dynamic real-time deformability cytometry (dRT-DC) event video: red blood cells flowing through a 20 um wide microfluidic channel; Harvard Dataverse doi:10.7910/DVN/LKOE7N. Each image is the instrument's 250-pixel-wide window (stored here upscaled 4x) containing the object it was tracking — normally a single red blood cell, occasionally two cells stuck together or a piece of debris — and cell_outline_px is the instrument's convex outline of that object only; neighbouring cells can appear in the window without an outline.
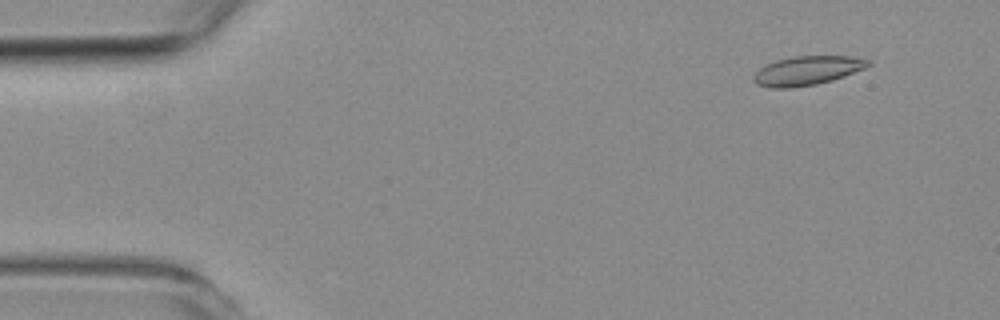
{"species": "common noctule bat (a hibernating species)", "species_latin": "Nyctalus noctula", "temperature_condition": "room temperature", "stored_images_in_passage": 55, "camera_frame_rate_fps": 3000, "um_per_image_px": 0.085, "animal": {"sex": "female", "body_mass_g": 19.3, "forearm_length_mm": 54.1}, "frame": {"image": 1, "passage_image": 5, "time_ms": 1.333, "image_size_px": [1000, 320], "cell_outline_px": [[872, 64], [864, 68], [844, 76], [832, 80], [816, 84], [788, 88], [768, 88], [756, 84], [752, 80], [752, 76], [764, 64], [776, 60], [792, 56], [852, 56], [868, 60]], "centroid_in_image_um": [68.55, 6.0], "position_along_channel_um": 16.4, "area_um2": 19.48}}
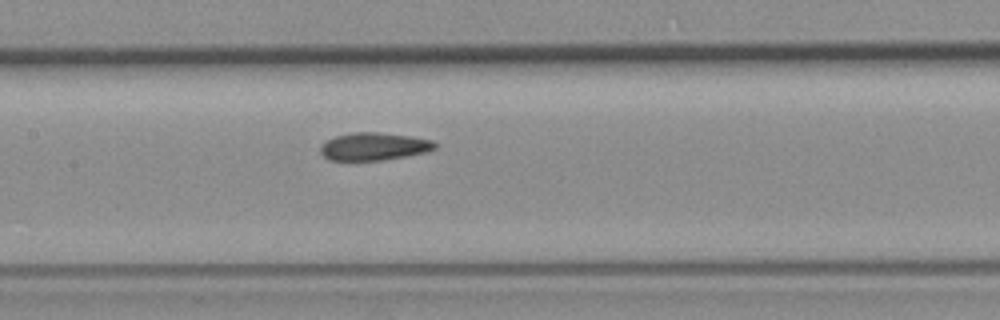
{"frame": {"image": 2, "passage_image": 26, "time_ms": 8.333, "image_size_px": [1000, 320], "cell_outline_px": [[436, 148], [424, 152], [404, 156], [380, 160], [328, 160], [320, 152], [320, 144], [336, 136], [352, 132], [380, 132], [412, 136], [432, 140], [436, 144]], "centroid_in_image_um": [31.75, 12.44], "position_along_channel_um": 175.6, "area_um2": 18.38}}
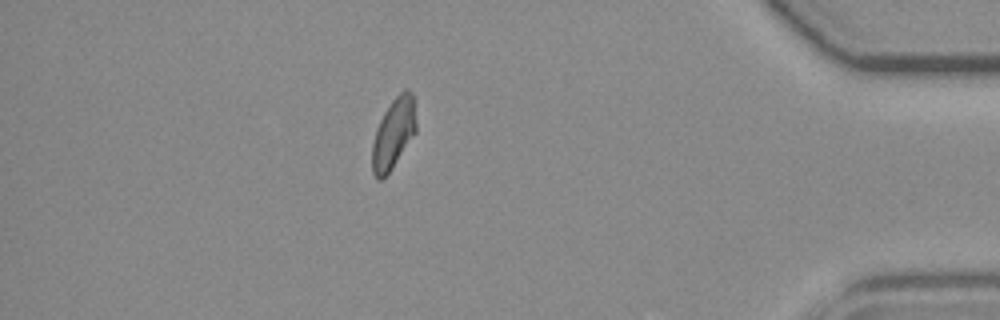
{"frame": {"image": 3, "passage_image": 48, "time_ms": 15.667, "image_size_px": [1000, 320], "cell_outline_px": [[416, 132], [392, 168], [380, 180], [376, 180], [372, 172], [372, 144], [376, 128], [384, 112], [392, 100], [404, 88], [408, 88], [412, 92], [416, 100]], "centroid_in_image_um": [33.47, 11.29], "position_along_channel_um": 401.7, "area_um2": 18.32}, "authors_computed_cell_mechanics": {"area_um2": 18.785, "velocity_mm_per_s": 3.7162, "shape_relaxation_time_tau1_ms": null, "shape_relaxation_time_tau2_ms": 2.9856, "deformation_change_tau1": null, "deformation_change_tau2": 0.0911}}